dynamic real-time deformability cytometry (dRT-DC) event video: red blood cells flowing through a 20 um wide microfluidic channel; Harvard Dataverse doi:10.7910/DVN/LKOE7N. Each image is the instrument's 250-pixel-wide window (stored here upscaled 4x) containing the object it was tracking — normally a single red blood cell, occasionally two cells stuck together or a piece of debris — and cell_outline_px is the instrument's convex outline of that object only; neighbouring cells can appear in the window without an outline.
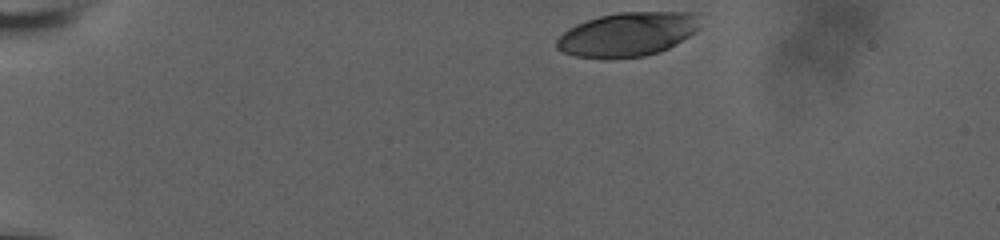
{"species": "human", "species_latin": "Homo sapiens", "temperature_condition": "room temperature", "stored_images_in_passage": 39, "camera_frame_rate_fps": 3000, "um_per_image_px": 0.085, "donor": {"sex": "male"}, "frame": {"image": 1, "passage_image": 1, "time_ms": 0.0, "image_size_px": [1000, 240], "cell_outline_px": [[700, 28], [696, 32], [676, 44], [660, 52], [644, 56], [608, 60], [576, 56], [564, 52], [556, 48], [556, 40], [568, 28], [576, 24], [600, 16], [620, 12], [700, 12]], "centroid_in_image_um": [53.38, 2.92], "position_along_channel_um": 31.6, "area_um2": 37.34}}
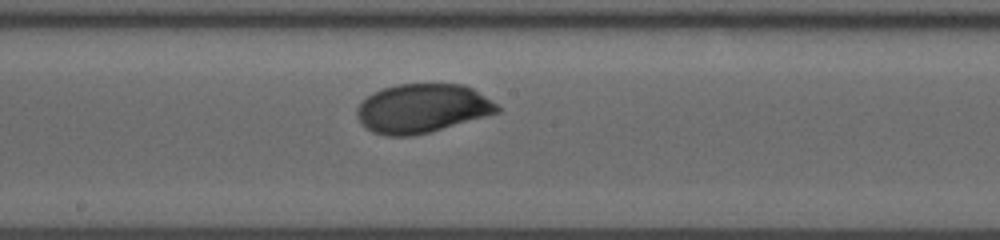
{"frame": {"image": 2, "passage_image": 23, "time_ms": 7.333, "image_size_px": [1000, 240], "cell_outline_px": [[500, 112], [428, 132], [412, 136], [388, 136], [372, 132], [356, 116], [356, 108], [372, 92], [396, 84], [464, 84], [472, 88], [496, 104], [500, 108]], "centroid_in_image_um": [35.87, 9.21], "position_along_channel_um": 212.3, "area_um2": 39.59}}
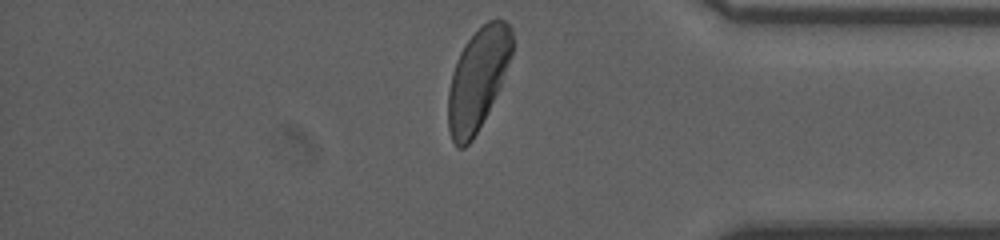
{"frame": {"image": 3, "passage_image": 39, "time_ms": 12.667, "image_size_px": [1000, 240], "cell_outline_px": [[512, 52], [508, 64], [500, 84], [472, 140], [464, 148], [456, 148], [452, 140], [448, 128], [448, 92], [452, 72], [456, 60], [464, 44], [488, 20], [504, 20], [512, 28]], "centroid_in_image_um": [40.58, 6.72], "position_along_channel_um": 394.6, "area_um2": 36.99}, "authors_computed_cell_mechanics": {"area_um2": 39.882, "velocity_mm_per_s": 3.7108, "shape_relaxation_time_tau1_ms": 2.735, "shape_relaxation_time_tau2_ms": null, "deformation_change_tau1": 0.1495, "deformation_change_tau2": null}}